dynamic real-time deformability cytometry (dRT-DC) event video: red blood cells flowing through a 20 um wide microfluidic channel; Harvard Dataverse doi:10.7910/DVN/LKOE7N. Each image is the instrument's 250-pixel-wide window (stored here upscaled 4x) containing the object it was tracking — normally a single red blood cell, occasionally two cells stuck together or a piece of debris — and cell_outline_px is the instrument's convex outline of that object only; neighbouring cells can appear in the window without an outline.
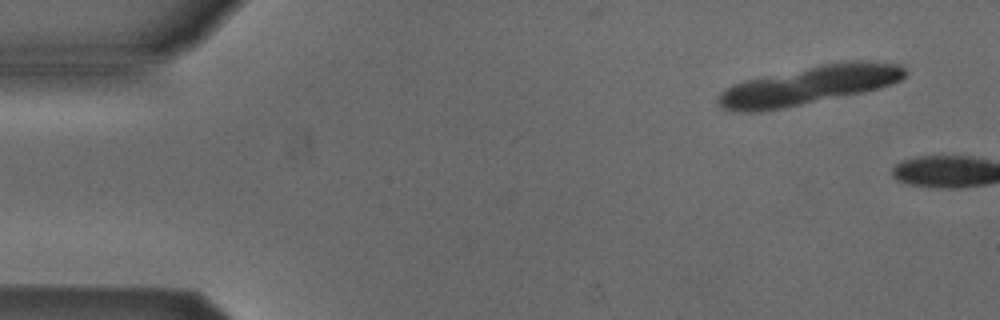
{"species": "Egyptian fruit bat (a non-hibernating species)", "species_latin": "Rousettus aegyptiacus", "temperature_condition": "cold", "stored_images_in_passage": 3, "camera_frame_rate_fps": 3000, "um_per_image_px": 0.085, "animal": {"sex": "male"}, "frame": {"image": 1, "passage_image": 2, "time_ms": 1.0, "image_size_px": [1000, 320], "cell_outline_px": [[908, 72], [900, 80], [892, 84], [880, 88], [864, 92], [784, 108], [760, 112], [736, 112], [724, 108], [716, 100], [720, 92], [732, 84], [748, 80], [820, 64], [852, 60], [864, 60], [900, 64]], "centroid_in_image_um": [68.8, 7.25], "position_along_channel_um": 16.2, "area_um2": 41.91}}